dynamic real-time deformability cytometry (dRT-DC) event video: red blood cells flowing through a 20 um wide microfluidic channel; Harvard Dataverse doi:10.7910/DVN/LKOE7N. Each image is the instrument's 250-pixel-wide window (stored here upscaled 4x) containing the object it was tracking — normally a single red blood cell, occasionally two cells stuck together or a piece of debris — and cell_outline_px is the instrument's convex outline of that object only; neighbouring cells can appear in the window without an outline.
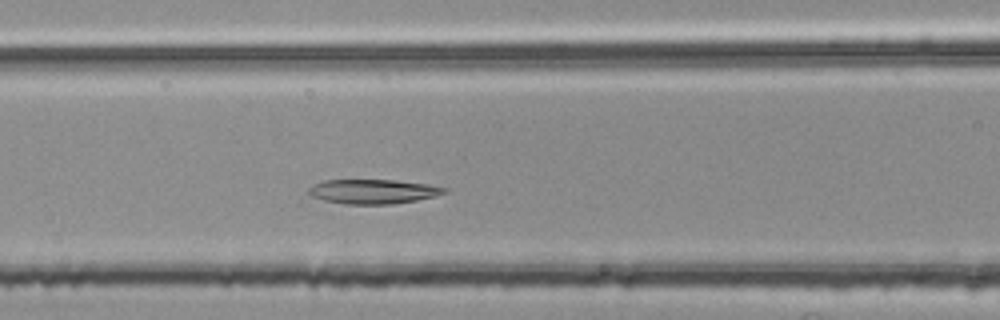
{"species": "common noctule bat (a hibernating species)", "species_latin": "Nyctalus noctula", "temperature_condition": "room temperature", "stored_images_in_passage": 44, "camera_frame_rate_fps": 3000, "um_per_image_px": 0.085, "animal": {"sex": "female", "body_mass_g": 25.1}, "frame": {"image": 1, "passage_image": 16, "time_ms": 5.0, "image_size_px": [1000, 320], "cell_outline_px": [[448, 192], [436, 196], [416, 200], [392, 204], [344, 204], [324, 200], [312, 196], [308, 192], [308, 188], [324, 180], [396, 180], [428, 184], [448, 188]], "centroid_in_image_um": [31.76, 16.28], "position_along_channel_um": 134.8, "area_um2": 19.31}}
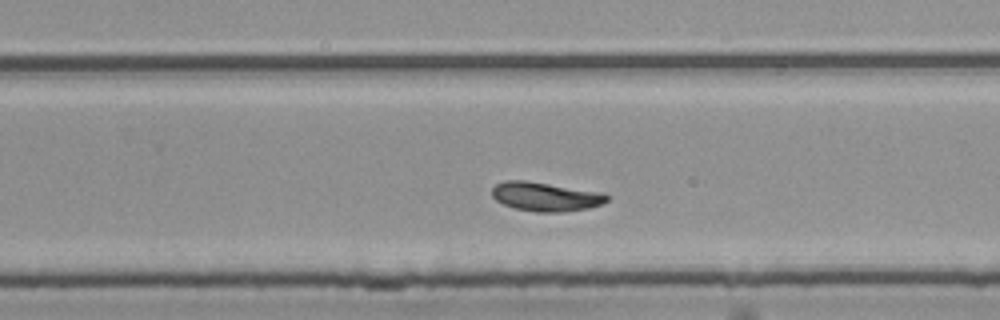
{"frame": {"image": 2, "passage_image": 28, "time_ms": 9.0, "image_size_px": [1000, 320], "cell_outline_px": [[608, 200], [600, 204], [588, 208], [564, 212], [536, 212], [516, 208], [504, 204], [496, 200], [492, 196], [492, 188], [496, 184], [504, 180], [524, 180], [604, 192], [608, 196]], "centroid_in_image_um": [46.37, 16.7], "position_along_channel_um": 283.4, "area_um2": 19.42}}
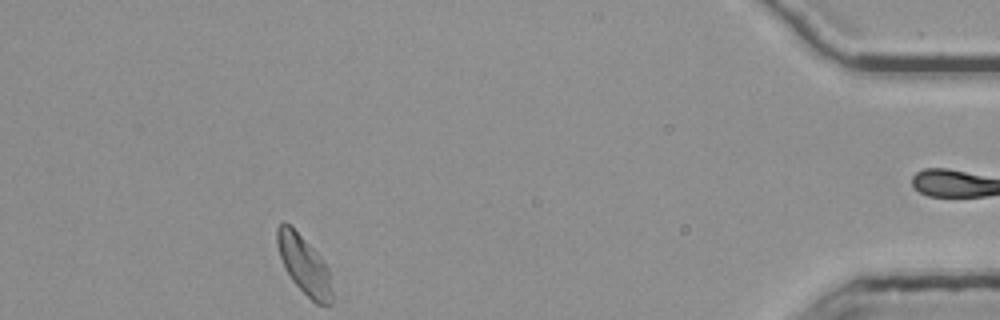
{"frame": {"image": 3, "passage_image": 43, "time_ms": 14.0, "image_size_px": [1000, 320], "cell_outline_px": [[332, 304], [316, 304], [292, 280], [284, 268], [276, 244], [276, 228], [280, 220], [284, 220], [320, 256], [328, 268], [332, 292]], "centroid_in_image_um": [25.81, 22.5], "position_along_channel_um": 409.4, "area_um2": 18.44}, "authors_computed_cell_mechanics": {"area_um2": 19.0162, "velocity_mm_per_s": 3.731, "shape_relaxation_time_tau1_ms": null, "shape_relaxation_time_tau2_ms": 9.9638, "deformation_change_tau1": null, "deformation_change_tau2": 0.1143}}